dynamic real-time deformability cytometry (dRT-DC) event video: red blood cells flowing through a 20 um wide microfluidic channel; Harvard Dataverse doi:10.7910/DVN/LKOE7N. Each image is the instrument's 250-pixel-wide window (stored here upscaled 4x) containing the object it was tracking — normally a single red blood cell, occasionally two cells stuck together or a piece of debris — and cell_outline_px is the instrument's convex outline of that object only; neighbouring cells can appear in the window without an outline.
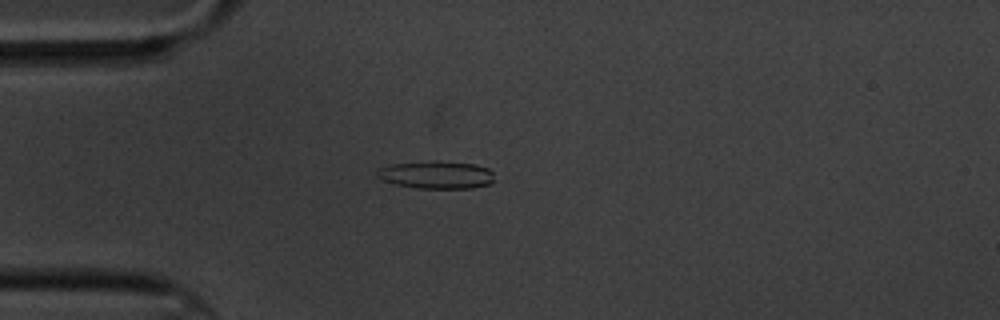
{"species": "common noctule bat (a hibernating species)", "species_latin": "Nyctalus noctula", "temperature_condition": "cold", "stored_images_in_passage": 9, "camera_frame_rate_fps": 3000, "um_per_image_px": 0.085, "animal": {"sex": "male", "body_mass_g": 20.1, "forearm_length_mm": 53.5}, "frame": {"image": 1, "passage_image": 2, "time_ms": 1.333, "image_size_px": [1000, 320], "cell_outline_px": [[492, 180], [488, 184], [472, 188], [420, 188], [396, 184], [384, 180], [376, 176], [376, 172], [380, 168], [392, 164], [432, 160], [476, 164], [488, 168], [492, 172]], "centroid_in_image_um": [37.09, 14.84], "position_along_channel_um": 47.9, "area_um2": 18.79}}
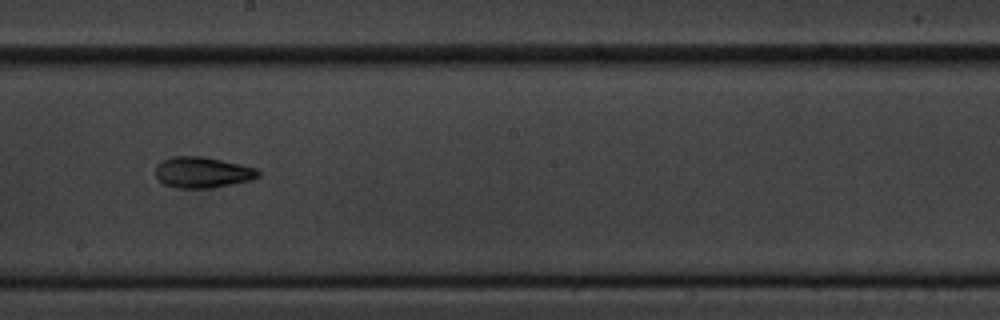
{"frame": {"image": 2, "passage_image": 7, "time_ms": 7.0, "image_size_px": [1000, 320], "cell_outline_px": [[260, 176], [248, 180], [232, 184], [212, 188], [180, 188], [164, 184], [156, 180], [156, 164], [160, 160], [172, 156], [200, 156], [240, 164], [256, 168], [260, 172]], "centroid_in_image_um": [17.15, 14.65], "position_along_channel_um": 231.0, "area_um2": 18.55}}
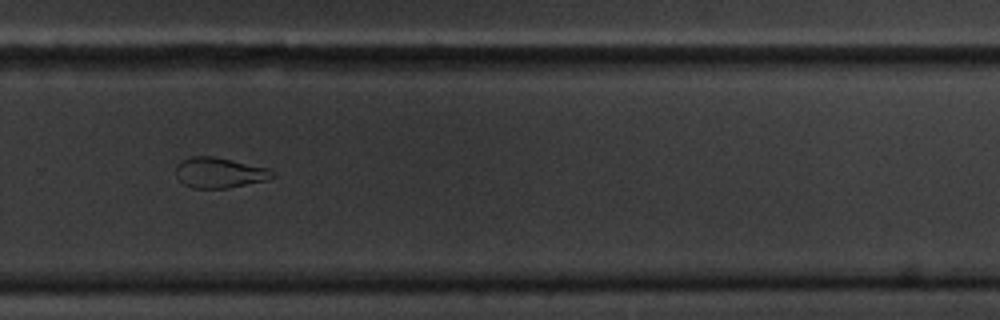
{"frame": {"image": 3, "passage_image": 9, "time_ms": 9.333, "image_size_px": [1000, 320], "cell_outline_px": [[276, 176], [268, 180], [228, 188], [192, 188], [184, 184], [176, 176], [176, 164], [192, 156], [212, 156], [268, 168], [276, 172]], "centroid_in_image_um": [18.68, 14.69], "position_along_channel_um": 311.1, "area_um2": 17.11}}